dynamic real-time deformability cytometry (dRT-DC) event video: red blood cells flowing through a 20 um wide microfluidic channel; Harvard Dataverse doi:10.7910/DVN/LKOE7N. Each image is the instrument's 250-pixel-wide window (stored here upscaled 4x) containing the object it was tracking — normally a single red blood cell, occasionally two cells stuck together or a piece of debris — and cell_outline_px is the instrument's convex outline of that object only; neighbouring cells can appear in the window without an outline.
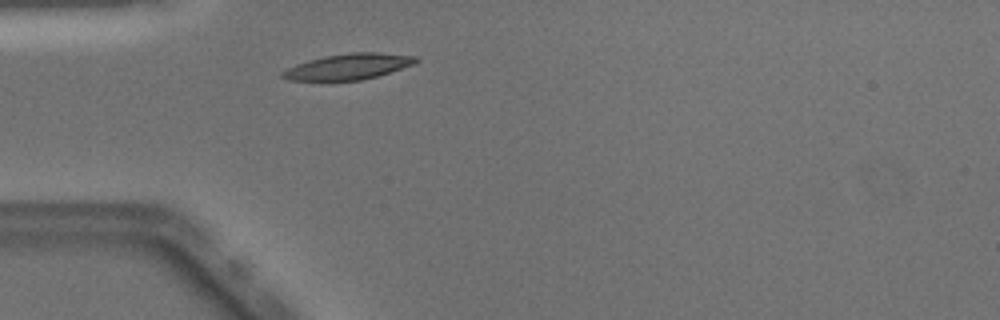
{"species": "Egyptian fruit bat (a non-hibernating species)", "species_latin": "Rousettus aegyptiacus", "temperature_condition": "warm", "stored_images_in_passage": 36, "camera_frame_rate_fps": 3000, "um_per_image_px": 0.085, "animal": {"sex": "male"}, "frame": {"image": 1, "passage_image": 1, "time_ms": 0.0, "image_size_px": [1000, 320], "cell_outline_px": [[420, 60], [416, 64], [376, 76], [360, 80], [288, 80], [280, 76], [280, 72], [296, 64], [308, 60], [324, 56], [352, 52], [376, 52], [416, 56]], "centroid_in_image_um": [29.62, 5.65], "position_along_channel_um": 55.4, "area_um2": 20.0}}
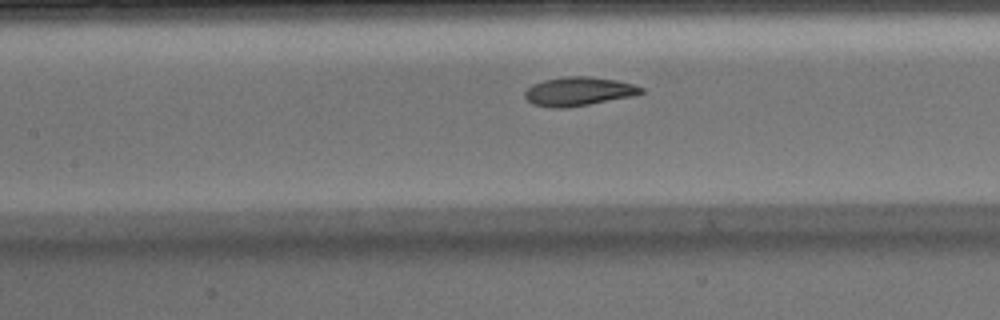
{"frame": {"image": 2, "passage_image": 9, "time_ms": 2.667, "image_size_px": [1000, 320], "cell_outline_px": [[644, 92], [636, 96], [564, 108], [552, 108], [532, 104], [524, 96], [524, 92], [532, 84], [544, 80], [564, 76], [588, 76], [616, 80], [632, 84], [644, 88]], "centroid_in_image_um": [49.18, 7.77], "position_along_channel_um": 158.2, "area_um2": 19.59}}
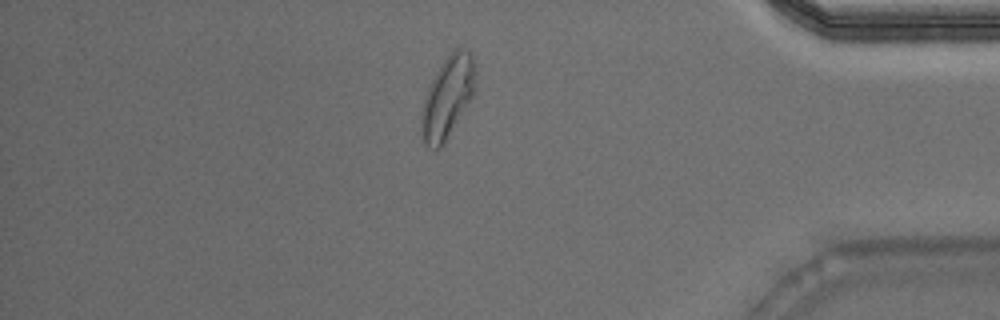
{"frame": {"image": 3, "passage_image": 29, "time_ms": 9.333, "image_size_px": [1000, 320], "cell_outline_px": [[476, 72], [472, 96], [444, 144], [440, 148], [428, 148], [424, 144], [420, 128], [424, 100], [428, 88], [440, 64], [456, 48], [464, 48], [472, 56], [476, 64]], "centroid_in_image_um": [38.04, 8.27], "position_along_channel_um": 397.2, "area_um2": 25.32}, "authors_computed_cell_mechanics": {"area_um2": 19.9699, "velocity_mm_per_s": 4.0478, "shape_relaxation_time_tau1_ms": 3.5402, "shape_relaxation_time_tau2_ms": 1.2114, "deformation_change_tau1": 0.1727, "deformation_change_tau2": 0.074}}